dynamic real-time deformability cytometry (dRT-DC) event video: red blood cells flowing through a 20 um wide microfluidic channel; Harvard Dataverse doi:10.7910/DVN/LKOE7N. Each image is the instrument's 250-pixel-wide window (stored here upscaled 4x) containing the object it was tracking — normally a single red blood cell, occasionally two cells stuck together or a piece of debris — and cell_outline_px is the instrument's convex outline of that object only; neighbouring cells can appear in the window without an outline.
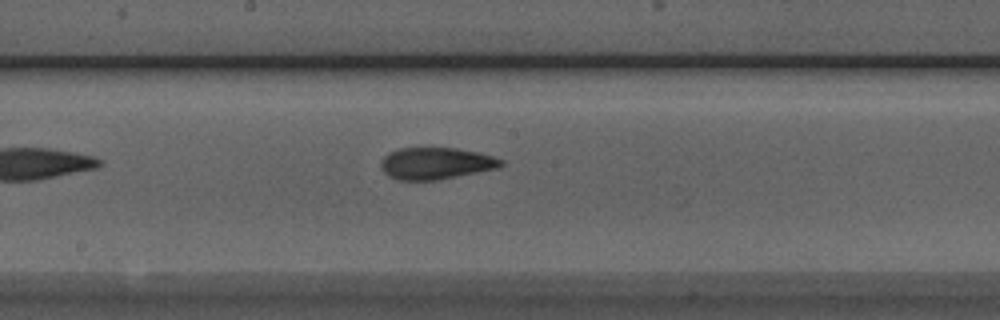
{"species": "Egyptian fruit bat (a non-hibernating species)", "species_latin": "Rousettus aegyptiacus", "temperature_condition": "room temperature", "stored_images_in_passage": 19, "camera_frame_rate_fps": 3000, "um_per_image_px": 0.085, "animal": {"sex": "male"}, "frame": {"image": 1, "passage_image": 11, "time_ms": 3.333, "image_size_px": [1000, 320], "cell_outline_px": [[504, 164], [500, 168], [436, 180], [396, 180], [388, 176], [384, 172], [380, 164], [384, 156], [388, 152], [400, 148], [456, 148], [480, 152], [504, 160]], "centroid_in_image_um": [37.07, 13.88], "position_along_channel_um": 211.1, "area_um2": 22.43}}
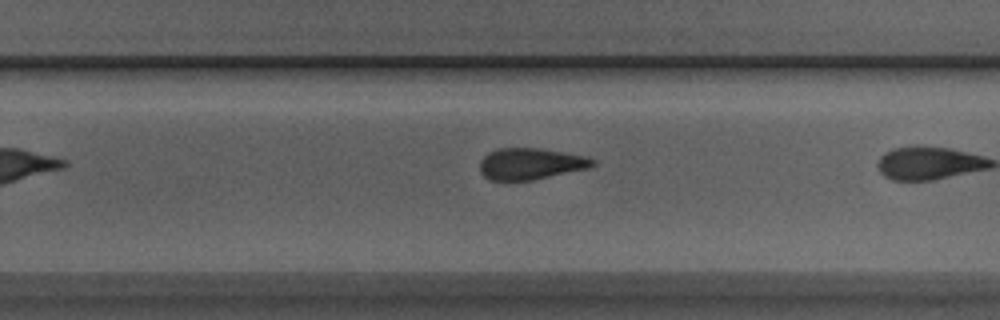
{"frame": {"image": 2, "passage_image": 14, "time_ms": 4.333, "image_size_px": [1000, 320], "cell_outline_px": [[596, 164], [592, 168], [532, 180], [488, 180], [480, 172], [480, 160], [488, 152], [496, 148], [540, 148], [584, 156], [596, 160]], "centroid_in_image_um": [45.11, 13.92], "position_along_channel_um": 284.7, "area_um2": 20.87}}